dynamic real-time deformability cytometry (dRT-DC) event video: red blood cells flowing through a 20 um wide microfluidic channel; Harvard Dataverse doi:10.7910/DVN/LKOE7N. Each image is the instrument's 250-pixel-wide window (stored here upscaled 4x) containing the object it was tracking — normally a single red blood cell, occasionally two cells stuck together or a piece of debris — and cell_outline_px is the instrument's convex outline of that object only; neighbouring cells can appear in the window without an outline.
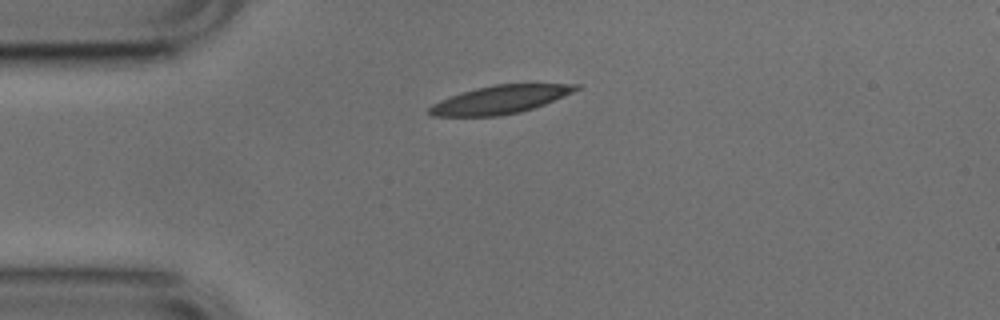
{"species": "common noctule bat (a hibernating species)", "species_latin": "Nyctalus noctula", "temperature_condition": "cold", "stored_images_in_passage": 41, "camera_frame_rate_fps": 3000, "um_per_image_px": 0.085, "animal": {"sex": "male", "body_mass_g": 17.9, "forearm_length_mm": 54.2}, "frame": {"image": 1, "passage_image": 1, "time_ms": 0.0, "image_size_px": [1000, 320], "cell_outline_px": [[580, 88], [564, 96], [544, 104], [520, 112], [500, 116], [432, 116], [428, 112], [428, 108], [432, 104], [448, 96], [460, 92], [476, 88], [496, 84], [580, 84]], "centroid_in_image_um": [42.47, 8.47], "position_along_channel_um": 42.5, "area_um2": 23.99}}
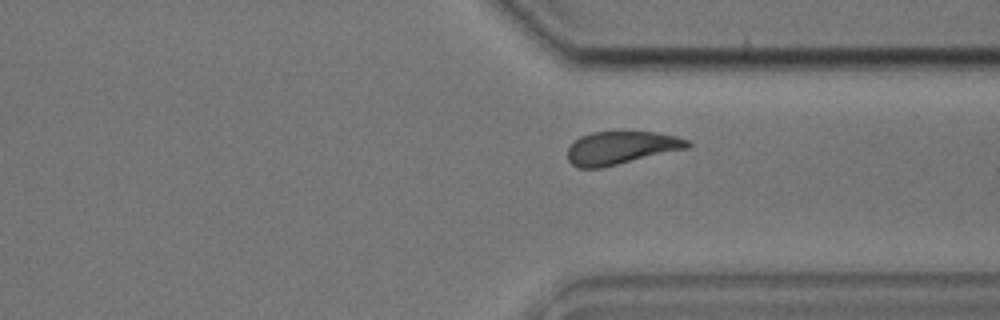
{"frame": {"image": 2, "passage_image": 28, "time_ms": 9.0, "image_size_px": [1000, 320], "cell_outline_px": [[692, 144], [688, 148], [600, 168], [580, 168], [572, 164], [568, 160], [568, 148], [580, 136], [592, 132], [656, 132], [676, 136], [688, 140]], "centroid_in_image_um": [52.8, 12.56], "position_along_channel_um": 358.6, "area_um2": 22.83}}
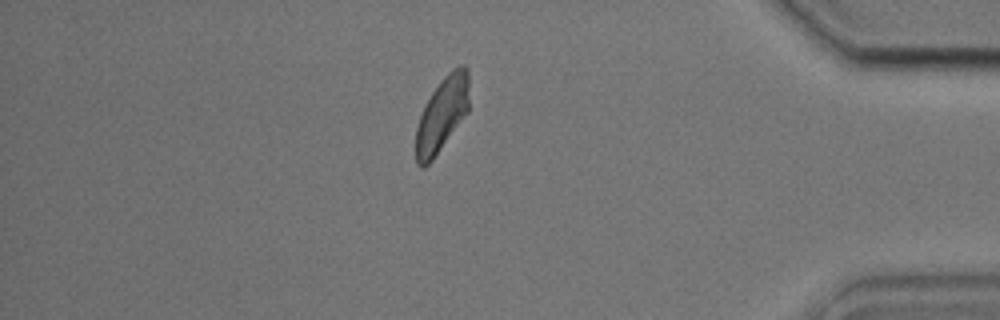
{"frame": {"image": 3, "passage_image": 34, "time_ms": 11.0, "image_size_px": [1000, 320], "cell_outline_px": [[468, 112], [432, 160], [424, 168], [420, 168], [416, 164], [416, 128], [420, 116], [432, 92], [440, 80], [452, 68], [460, 64], [464, 64], [468, 68]], "centroid_in_image_um": [37.57, 9.71], "position_along_channel_um": 397.6, "area_um2": 23.0}, "authors_computed_cell_mechanics": {"area_um2": 23.7558, "velocity_mm_per_s": 3.7388, "shape_relaxation_time_tau1_ms": 3.9192, "shape_relaxation_time_tau2_ms": 4.5025, "deformation_change_tau1": 0.1268, "deformation_change_tau2": 0.1138}}